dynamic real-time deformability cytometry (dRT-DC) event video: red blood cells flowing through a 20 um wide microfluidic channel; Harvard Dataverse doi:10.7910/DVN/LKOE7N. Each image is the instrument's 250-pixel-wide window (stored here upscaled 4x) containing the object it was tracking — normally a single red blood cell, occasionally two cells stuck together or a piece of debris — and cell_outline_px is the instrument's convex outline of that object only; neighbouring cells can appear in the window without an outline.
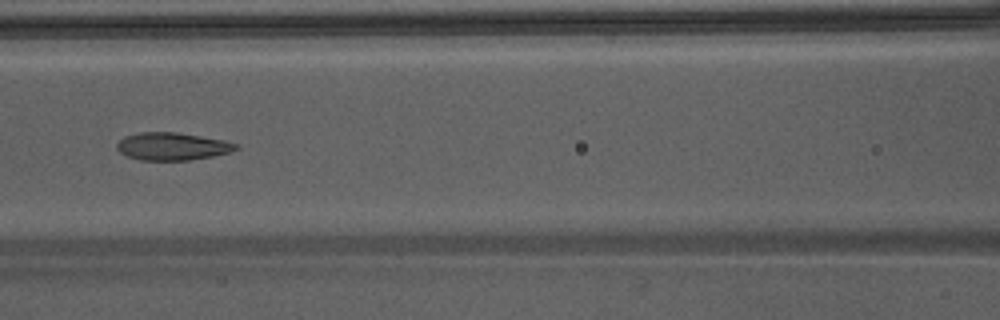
{"species": "Egyptian fruit bat (a non-hibernating species)", "species_latin": "Rousettus aegyptiacus", "temperature_condition": "warm", "stored_images_in_passage": 39, "camera_frame_rate_fps": 3000, "um_per_image_px": 0.085, "animal": {"sex": "male"}, "frame": {"image": 1, "passage_image": 14, "time_ms": 4.333, "image_size_px": [1000, 320], "cell_outline_px": [[240, 148], [232, 152], [212, 156], [188, 160], [140, 160], [128, 156], [120, 152], [116, 148], [116, 144], [124, 136], [140, 132], [176, 132], [224, 140], [240, 144]], "centroid_in_image_um": [14.67, 12.44], "position_along_channel_um": 151.9, "area_um2": 19.25}}
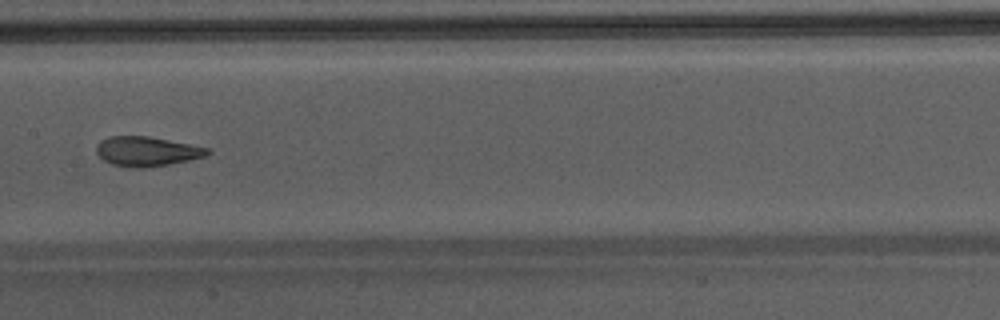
{"frame": {"image": 2, "passage_image": 17, "time_ms": 5.333, "image_size_px": [1000, 320], "cell_outline_px": [[212, 152], [204, 156], [188, 160], [168, 164], [144, 168], [128, 168], [112, 164], [104, 160], [96, 152], [96, 144], [100, 140], [108, 136], [148, 136], [212, 148]], "centroid_in_image_um": [12.47, 12.86], "position_along_channel_um": 194.9, "area_um2": 19.31}}
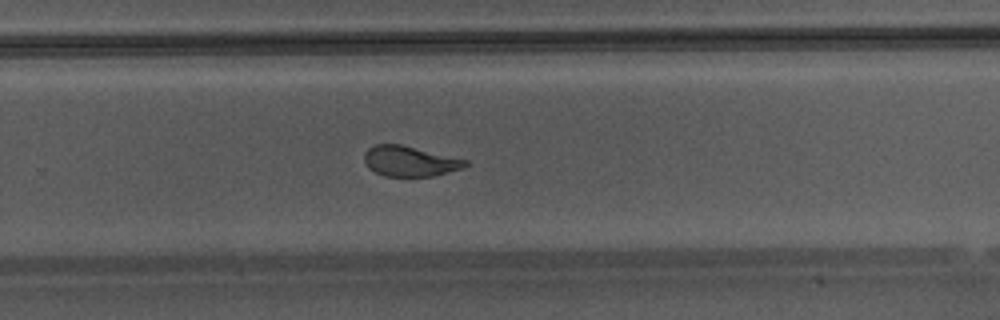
{"frame": {"image": 3, "passage_image": 24, "time_ms": 7.667, "image_size_px": [1000, 320], "cell_outline_px": [[468, 164], [464, 168], [432, 176], [384, 176], [368, 168], [364, 160], [364, 152], [368, 148], [376, 144], [400, 144], [468, 160]], "centroid_in_image_um": [34.82, 13.7], "position_along_channel_um": 295.0, "area_um2": 17.8}, "authors_computed_cell_mechanics": {"area_um2": 20.1144, "velocity_mm_per_s": 4.299, "shape_relaxation_time_tau1_ms": 5.7006, "shape_relaxation_time_tau2_ms": 1.0104, "deformation_change_tau1": 0.198, "deformation_change_tau2": 0.0754}}